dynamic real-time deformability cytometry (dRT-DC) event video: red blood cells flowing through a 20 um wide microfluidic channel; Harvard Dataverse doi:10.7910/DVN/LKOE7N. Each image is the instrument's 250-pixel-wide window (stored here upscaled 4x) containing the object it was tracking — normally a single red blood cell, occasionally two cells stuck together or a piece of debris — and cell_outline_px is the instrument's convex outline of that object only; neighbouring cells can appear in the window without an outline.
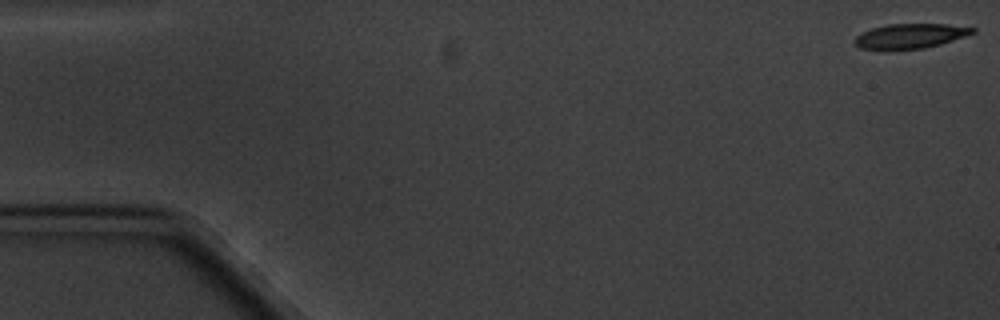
{"species": "common noctule bat (a hibernating species)", "species_latin": "Nyctalus noctula", "temperature_condition": "cold", "stored_images_in_passage": 5, "camera_frame_rate_fps": 3000, "um_per_image_px": 0.085, "animal": {"sex": "male", "body_mass_g": 20.1, "forearm_length_mm": 53.5}, "frame": {"image": 1, "passage_image": 1, "time_ms": 0.0, "image_size_px": [1000, 320], "cell_outline_px": [[976, 32], [940, 44], [924, 48], [888, 52], [880, 52], [860, 48], [852, 40], [856, 36], [872, 28], [888, 24], [948, 24], [976, 28]], "centroid_in_image_um": [77.29, 3.1], "position_along_channel_um": 7.7, "area_um2": 17.51}}
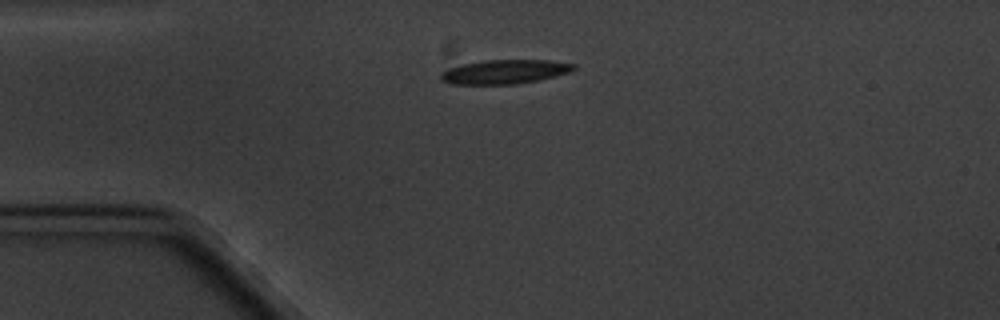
{"frame": {"image": 2, "passage_image": 5, "time_ms": 4.333, "image_size_px": [1000, 320], "cell_outline_px": [[576, 68], [568, 72], [536, 80], [516, 84], [452, 84], [440, 80], [440, 72], [448, 68], [464, 64], [484, 60], [548, 60], [576, 64]], "centroid_in_image_um": [42.85, 6.09], "position_along_channel_um": 42.2, "area_um2": 18.5}}